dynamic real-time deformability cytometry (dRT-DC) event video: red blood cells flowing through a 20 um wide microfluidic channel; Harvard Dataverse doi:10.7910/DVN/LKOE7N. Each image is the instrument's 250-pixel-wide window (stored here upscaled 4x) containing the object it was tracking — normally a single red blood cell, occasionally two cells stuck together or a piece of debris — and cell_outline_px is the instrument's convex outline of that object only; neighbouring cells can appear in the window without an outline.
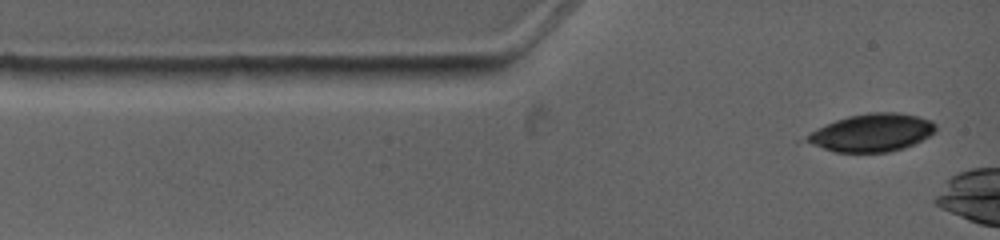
{"species": "common noctule bat (a hibernating species)", "species_latin": "Nyctalus noctula", "temperature_condition": "warm", "stored_images_in_passage": 3, "camera_frame_rate_fps": 4500, "um_per_image_px": 0.085, "animal": {"sex": "female", "body_mass_g": 19.0, "forearm_length_mm": 53.3}, "frame": {"image": 1, "passage_image": 1, "time_ms": 0.0, "image_size_px": [1000, 240], "cell_outline_px": [[936, 132], [904, 148], [888, 152], [836, 152], [796, 140], [816, 128], [836, 120], [848, 116], [868, 112], [896, 112], [916, 116], [932, 120], [936, 124]], "centroid_in_image_um": [74.02, 11.28], "position_along_channel_um": 11.0, "area_um2": 28.73}}